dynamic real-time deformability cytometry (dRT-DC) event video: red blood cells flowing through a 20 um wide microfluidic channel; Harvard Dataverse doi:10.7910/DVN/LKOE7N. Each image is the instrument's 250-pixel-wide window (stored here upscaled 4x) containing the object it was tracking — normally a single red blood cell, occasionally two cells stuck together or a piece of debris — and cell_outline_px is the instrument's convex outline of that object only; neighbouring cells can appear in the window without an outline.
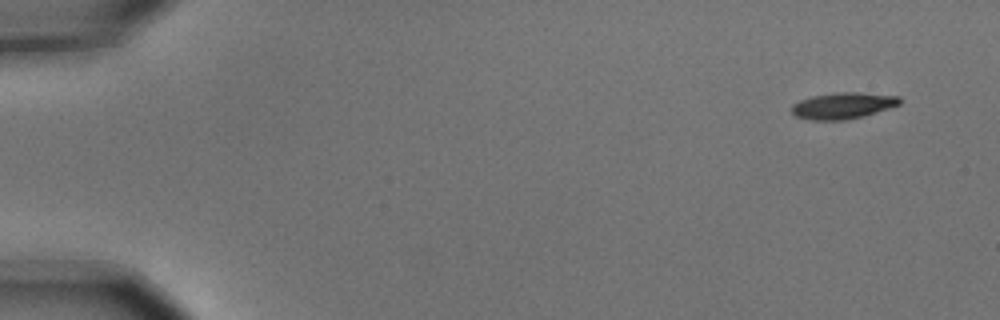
{"species": "common noctule bat (a hibernating species)", "species_latin": "Nyctalus noctula", "temperature_condition": "cold", "stored_images_in_passage": 4, "camera_frame_rate_fps": 3000, "um_per_image_px": 0.085, "animal": {"sex": "male", "body_mass_g": 15.6}, "frame": {"image": 1, "passage_image": 1, "time_ms": 0.0, "image_size_px": [1000, 320], "cell_outline_px": [[900, 104], [888, 108], [860, 116], [844, 120], [812, 120], [796, 116], [792, 112], [792, 104], [800, 100], [812, 96], [840, 92], [860, 92], [900, 96]], "centroid_in_image_um": [71.63, 8.97], "position_along_channel_um": 13.4, "area_um2": 16.3}}